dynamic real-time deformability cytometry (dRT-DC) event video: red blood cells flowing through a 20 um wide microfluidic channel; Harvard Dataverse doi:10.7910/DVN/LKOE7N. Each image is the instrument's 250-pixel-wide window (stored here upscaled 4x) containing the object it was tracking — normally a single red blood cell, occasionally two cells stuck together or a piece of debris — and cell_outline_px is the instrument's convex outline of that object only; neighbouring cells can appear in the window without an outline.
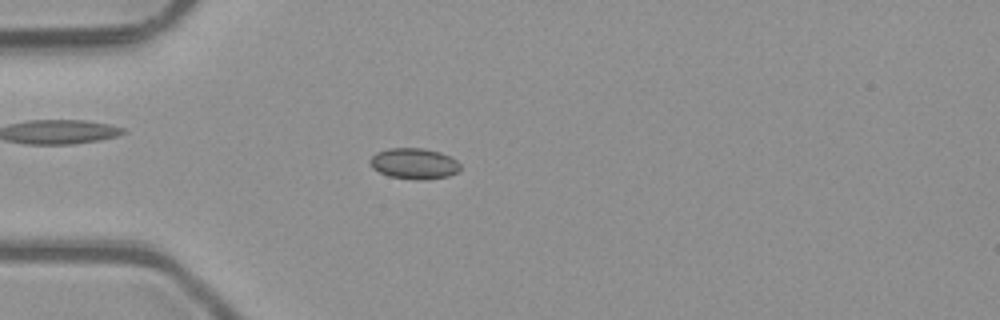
{"species": "common noctule bat (a hibernating species)", "species_latin": "Nyctalus noctula", "temperature_condition": "room temperature", "stored_images_in_passage": 40, "camera_frame_rate_fps": 3000, "um_per_image_px": 0.085, "animal": {"sex": "male", "body_mass_g": 23.1, "forearm_length_mm": 52.7}, "frame": {"image": 1, "passage_image": 4, "time_ms": 1.0, "image_size_px": [1000, 320], "cell_outline_px": [[460, 168], [456, 172], [448, 176], [428, 180], [416, 180], [388, 176], [372, 168], [368, 160], [376, 152], [388, 148], [424, 148], [440, 152], [456, 160], [460, 164]], "centroid_in_image_um": [35.17, 13.91], "position_along_channel_um": 49.8, "area_um2": 16.36}}
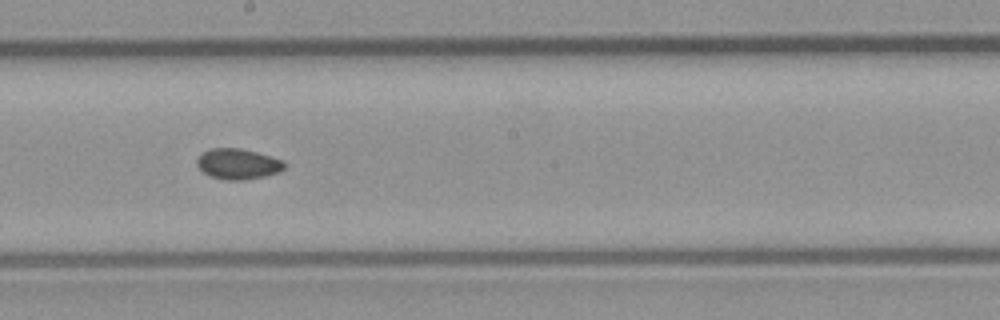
{"frame": {"image": 2, "passage_image": 18, "time_ms": 5.667, "image_size_px": [1000, 320], "cell_outline_px": [[284, 168], [280, 172], [264, 176], [244, 180], [228, 180], [212, 176], [204, 172], [196, 164], [196, 160], [208, 148], [240, 148], [256, 152], [284, 160]], "centroid_in_image_um": [20.24, 13.93], "position_along_channel_um": 228.0, "area_um2": 15.43}}
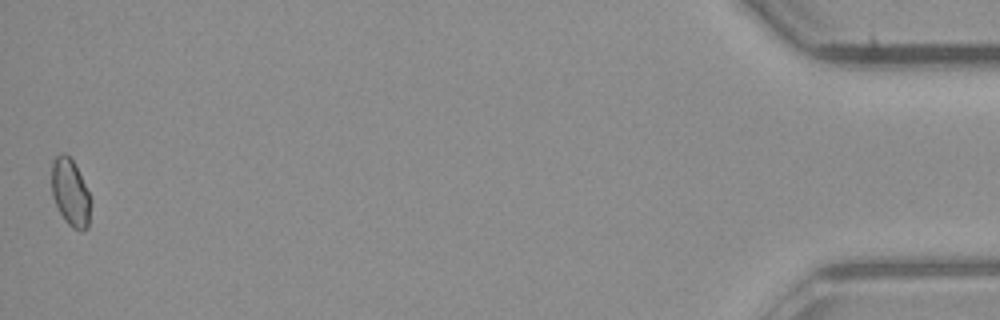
{"frame": {"image": 3, "passage_image": 40, "time_ms": 13.0, "image_size_px": [1000, 320], "cell_outline_px": [[92, 200], [88, 228], [84, 232], [80, 232], [72, 228], [64, 220], [52, 196], [52, 160], [60, 152], [64, 152], [72, 160]], "centroid_in_image_um": [5.99, 16.42], "position_along_channel_um": 429.2, "area_um2": 15.37}, "authors_computed_cell_mechanics": {"area_um2": 15.3748, "velocity_mm_per_s": 4.0861, "shape_relaxation_time_tau1_ms": null, "shape_relaxation_time_tau2_ms": 9.84, "deformation_change_tau1": null, "deformation_change_tau2": 0.0981}}